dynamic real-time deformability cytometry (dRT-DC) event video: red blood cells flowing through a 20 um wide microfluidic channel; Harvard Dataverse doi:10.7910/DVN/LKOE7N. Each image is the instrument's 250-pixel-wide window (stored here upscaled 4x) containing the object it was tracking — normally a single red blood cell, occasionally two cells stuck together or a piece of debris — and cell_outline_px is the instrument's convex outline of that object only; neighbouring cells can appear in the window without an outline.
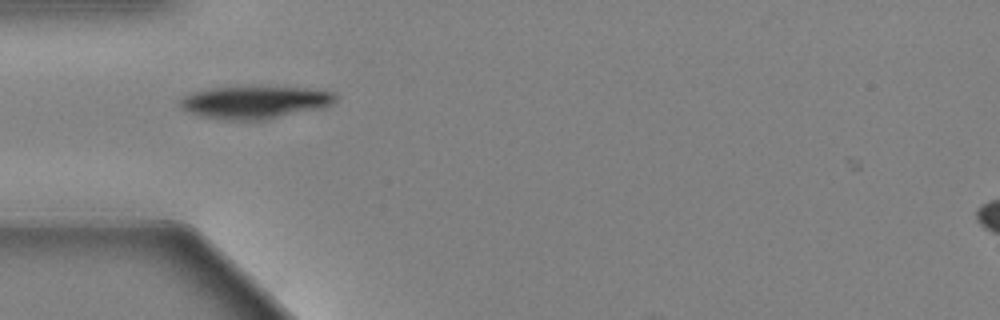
{"species": "Egyptian fruit bat (a non-hibernating species)", "species_latin": "Rousettus aegyptiacus", "temperature_condition": "warm", "stored_images_in_passage": 36, "camera_frame_rate_fps": 3000, "um_per_image_px": 0.085, "animal": {"sex": "female"}, "frame": {"image": 1, "passage_image": 6, "time_ms": 1.667, "image_size_px": [1000, 320], "cell_outline_px": [[336, 100], [332, 104], [324, 108], [268, 120], [228, 120], [200, 116], [180, 108], [180, 100], [184, 96], [192, 92], [208, 88], [304, 88], [332, 92], [336, 96]], "centroid_in_image_um": [21.67, 8.72], "position_along_channel_um": 63.3, "area_um2": 29.3}}
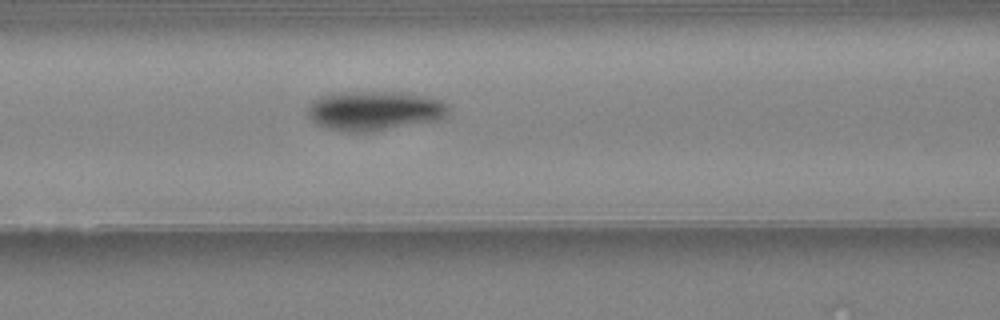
{"frame": {"image": 2, "passage_image": 12, "time_ms": 3.667, "image_size_px": [1000, 320], "cell_outline_px": [[448, 112], [444, 116], [432, 120], [364, 132], [348, 132], [328, 128], [312, 120], [308, 116], [308, 108], [312, 100], [320, 96], [336, 92], [388, 92], [420, 96], [440, 100], [448, 104]], "centroid_in_image_um": [31.73, 9.39], "position_along_channel_um": 134.9, "area_um2": 31.33}}
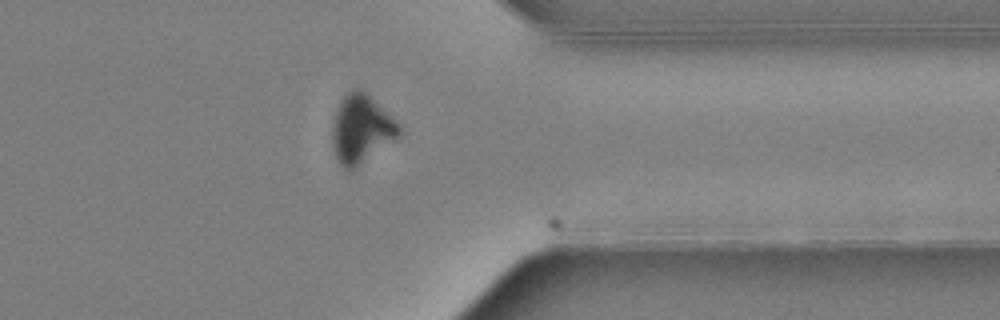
{"frame": {"image": 3, "passage_image": 33, "time_ms": 10.667, "image_size_px": [1000, 320], "cell_outline_px": [[400, 136], [352, 168], [344, 168], [336, 160], [332, 140], [332, 124], [336, 112], [344, 96], [352, 88], [360, 88], [392, 116], [400, 124]], "centroid_in_image_um": [30.7, 10.93], "position_along_channel_um": 380.7, "area_um2": 25.89}}